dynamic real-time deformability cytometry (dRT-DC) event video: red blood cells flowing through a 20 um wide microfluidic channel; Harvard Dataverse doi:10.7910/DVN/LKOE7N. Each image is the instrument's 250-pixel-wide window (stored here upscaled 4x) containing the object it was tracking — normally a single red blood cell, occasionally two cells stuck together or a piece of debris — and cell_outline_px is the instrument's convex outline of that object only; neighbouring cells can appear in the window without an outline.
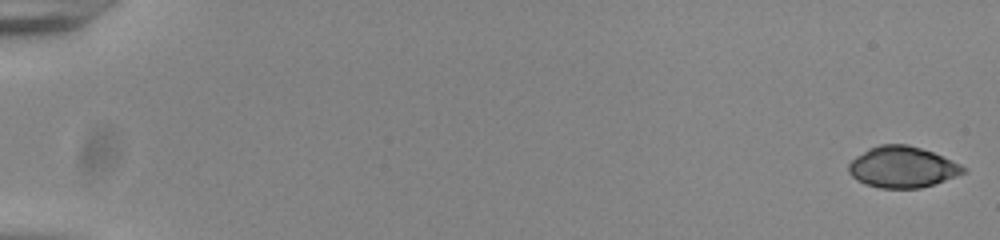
{"species": "common noctule bat (a hibernating species)", "species_latin": "Nyctalus noctula", "temperature_condition": "room temperature", "stored_images_in_passage": 55, "camera_frame_rate_fps": 3000, "um_per_image_px": 0.085, "animal": {"sex": "male", "body_mass_g": 20.0, "forearm_length_mm": 53.3}, "frame": {"image": 1, "passage_image": 1, "time_ms": 0.0, "image_size_px": [1000, 240], "cell_outline_px": [[968, 172], [920, 188], [880, 188], [864, 184], [856, 180], [848, 172], [848, 164], [856, 156], [868, 148], [880, 144], [908, 144], [932, 152], [960, 164], [968, 168]], "centroid_in_image_um": [76.68, 14.2], "position_along_channel_um": 8.3, "area_um2": 27.51}}
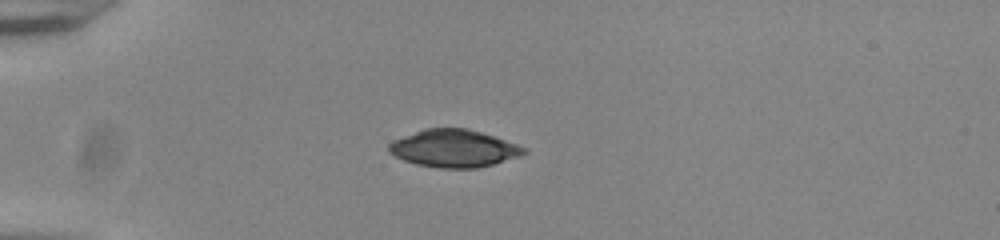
{"frame": {"image": 2, "passage_image": 16, "time_ms": 5.0, "image_size_px": [1000, 240], "cell_outline_px": [[528, 152], [520, 156], [492, 164], [476, 168], [440, 168], [416, 164], [404, 160], [388, 152], [388, 144], [396, 140], [424, 128], [468, 128], [528, 148]], "centroid_in_image_um": [38.59, 12.62], "position_along_channel_um": 46.4, "area_um2": 29.19}}
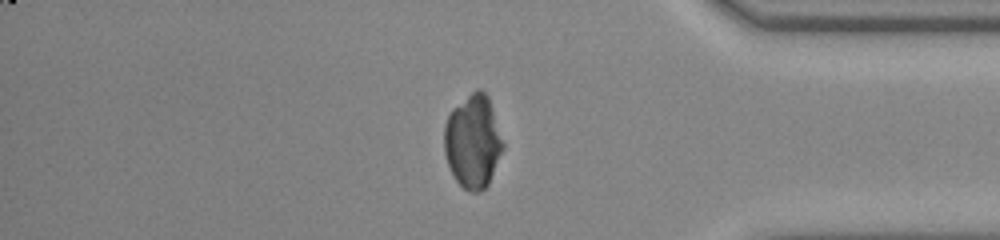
{"frame": {"image": 3, "passage_image": 47, "time_ms": 15.333, "image_size_px": [1000, 240], "cell_outline_px": [[504, 148], [488, 184], [480, 192], [468, 192], [456, 180], [448, 164], [444, 152], [444, 124], [452, 108], [476, 88], [480, 88], [488, 96], [504, 144]], "centroid_in_image_um": [40.19, 12.02], "position_along_channel_um": 395.0, "area_um2": 31.91}}